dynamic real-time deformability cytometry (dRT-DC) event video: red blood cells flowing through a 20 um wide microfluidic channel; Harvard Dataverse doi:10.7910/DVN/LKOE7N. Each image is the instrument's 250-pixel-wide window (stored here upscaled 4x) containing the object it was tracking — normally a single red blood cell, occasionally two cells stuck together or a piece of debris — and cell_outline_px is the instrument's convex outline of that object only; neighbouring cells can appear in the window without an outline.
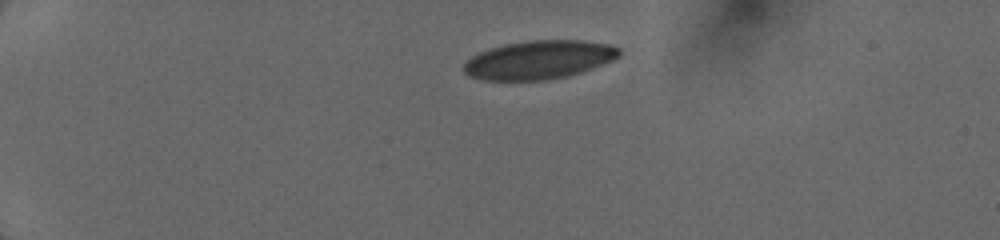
{"species": "human", "species_latin": "Homo sapiens", "temperature_condition": "cold", "stored_images_in_passage": 8, "camera_frame_rate_fps": 3000, "um_per_image_px": 0.085, "donor": {"sex": "female"}, "frame": {"image": 1, "passage_image": 1, "time_ms": 0.0, "image_size_px": [1000, 240], "cell_outline_px": [[620, 56], [612, 60], [592, 68], [568, 76], [544, 80], [480, 80], [468, 76], [464, 72], [464, 64], [472, 56], [480, 52], [504, 44], [528, 40], [584, 40], [608, 44], [620, 48]], "centroid_in_image_um": [45.81, 5.08], "position_along_channel_um": 39.2, "area_um2": 34.85}}
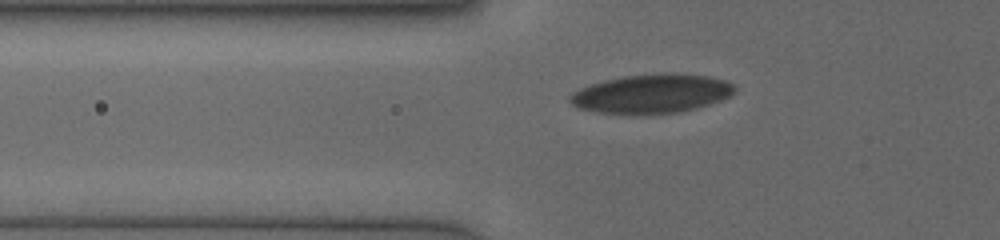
{"frame": {"image": 2, "passage_image": 6, "time_ms": 2.333, "image_size_px": [1000, 240], "cell_outline_px": [[736, 88], [728, 96], [720, 100], [696, 108], [680, 112], [596, 112], [576, 108], [568, 100], [568, 96], [572, 92], [588, 84], [604, 80], [624, 76], [656, 72], [676, 72], [708, 76], [724, 80], [732, 84]], "centroid_in_image_um": [55.35, 7.92], "position_along_channel_um": 70.5, "area_um2": 37.11}}